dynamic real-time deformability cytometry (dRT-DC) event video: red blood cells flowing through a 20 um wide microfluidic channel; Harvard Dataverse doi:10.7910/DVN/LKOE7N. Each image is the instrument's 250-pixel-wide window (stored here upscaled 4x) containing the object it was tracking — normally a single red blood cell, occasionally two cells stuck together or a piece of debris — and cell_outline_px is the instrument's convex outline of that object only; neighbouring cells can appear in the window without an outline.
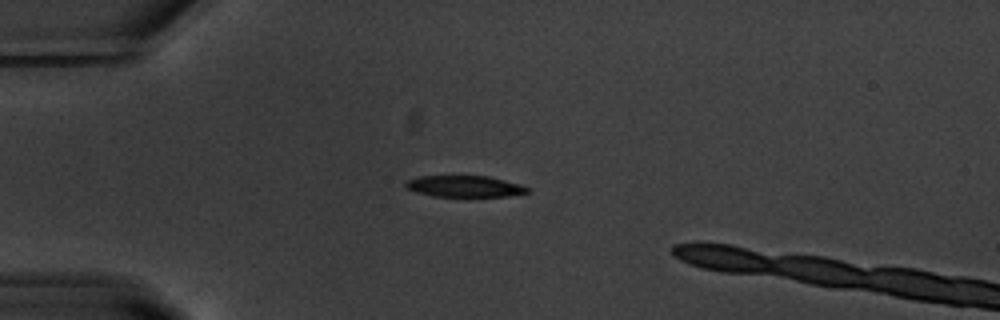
{"species": "common noctule bat (a hibernating species)", "species_latin": "Nyctalus noctula", "temperature_condition": "warm", "stored_images_in_passage": 4, "camera_frame_rate_fps": 3000, "um_per_image_px": 0.085, "animal": {"sex": "male", "body_mass_g": 20.1, "forearm_length_mm": 53.5}, "frame": {"image": 1, "passage_image": 1, "time_ms": 0.0, "image_size_px": [1000, 320], "cell_outline_px": [[528, 192], [508, 196], [432, 196], [416, 192], [404, 188], [404, 180], [416, 176], [488, 176], [520, 184], [528, 188]], "centroid_in_image_um": [39.39, 15.83], "position_along_channel_um": 45.6, "area_um2": 15.2}}